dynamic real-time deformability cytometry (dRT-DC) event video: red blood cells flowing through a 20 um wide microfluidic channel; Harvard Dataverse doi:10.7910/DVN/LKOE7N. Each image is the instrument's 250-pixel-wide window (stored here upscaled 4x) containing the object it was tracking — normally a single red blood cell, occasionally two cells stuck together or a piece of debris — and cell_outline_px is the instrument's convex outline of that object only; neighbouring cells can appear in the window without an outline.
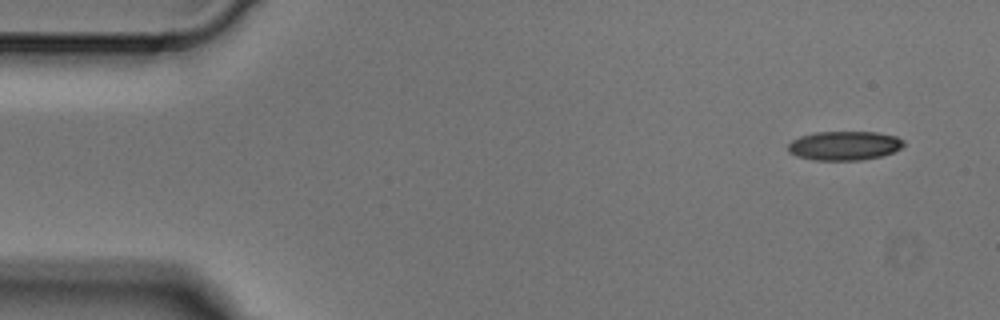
{"species": "Egyptian fruit bat (a non-hibernating species)", "species_latin": "Rousettus aegyptiacus", "temperature_condition": "cold", "stored_images_in_passage": 6, "camera_frame_rate_fps": 3000, "um_per_image_px": 0.085, "animal": {"sex": "male"}, "frame": {"image": 1, "passage_image": 1, "time_ms": 0.0, "image_size_px": [1000, 320], "cell_outline_px": [[904, 144], [900, 148], [892, 152], [880, 156], [860, 160], [812, 160], [796, 156], [788, 152], [788, 144], [792, 140], [800, 136], [816, 132], [876, 132], [896, 136], [904, 140]], "centroid_in_image_um": [71.74, 12.38], "position_along_channel_um": 13.3, "area_um2": 19.59}}
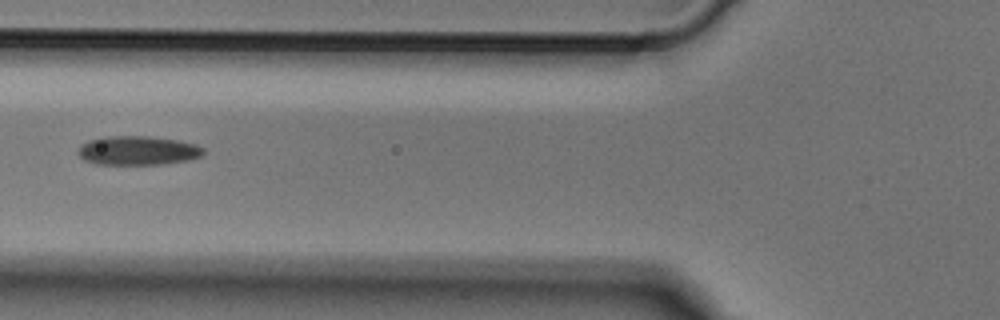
{"frame": {"image": 2, "passage_image": 5, "time_ms": 1.333, "image_size_px": [1000, 320], "cell_outline_px": [[204, 152], [200, 156], [188, 160], [164, 164], [96, 164], [84, 160], [76, 152], [88, 140], [104, 136], [148, 136], [176, 140], [196, 144], [204, 148]], "centroid_in_image_um": [11.71, 12.79], "position_along_channel_um": 114.1, "area_um2": 21.15}}
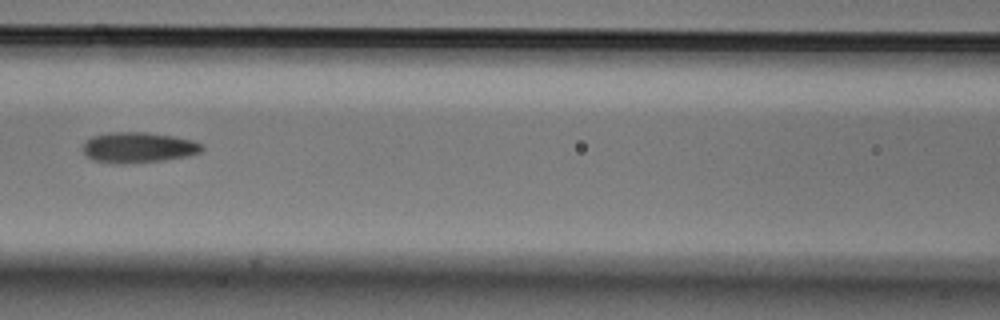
{"frame": {"image": 3, "passage_image": 6, "time_ms": 1.667, "image_size_px": [1000, 320], "cell_outline_px": [[204, 148], [200, 152], [188, 156], [164, 160], [124, 164], [116, 164], [92, 160], [84, 152], [84, 144], [92, 136], [108, 132], [144, 132], [172, 136], [192, 140], [204, 144]], "centroid_in_image_um": [11.78, 12.54], "position_along_channel_um": 154.8, "area_um2": 21.21}}